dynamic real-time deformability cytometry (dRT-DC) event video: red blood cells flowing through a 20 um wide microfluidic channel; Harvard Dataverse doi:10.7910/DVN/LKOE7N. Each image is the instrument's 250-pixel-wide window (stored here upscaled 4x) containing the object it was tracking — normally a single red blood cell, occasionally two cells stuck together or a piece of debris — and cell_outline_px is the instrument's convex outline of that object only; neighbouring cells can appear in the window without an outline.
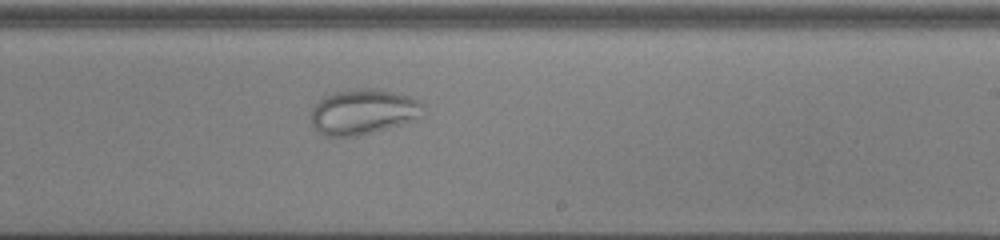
{"species": "common noctule bat (a hibernating species)", "species_latin": "Nyctalus noctula", "temperature_condition": "cold", "stored_images_in_passage": 38, "camera_frame_rate_fps": 3000, "um_per_image_px": 0.085, "animal": {"sex": "male", "body_mass_g": 13.0, "forearm_length_mm": 53.1}, "frame": {"image": 1, "passage_image": 18, "time_ms": 5.667, "image_size_px": [1000, 240], "cell_outline_px": [[424, 104], [416, 116], [408, 120], [372, 132], [356, 136], [324, 136], [312, 124], [312, 108], [324, 96], [336, 92], [360, 88], [380, 88], [408, 96]], "centroid_in_image_um": [30.79, 9.48], "position_along_channel_um": 258.2, "area_um2": 28.67}}
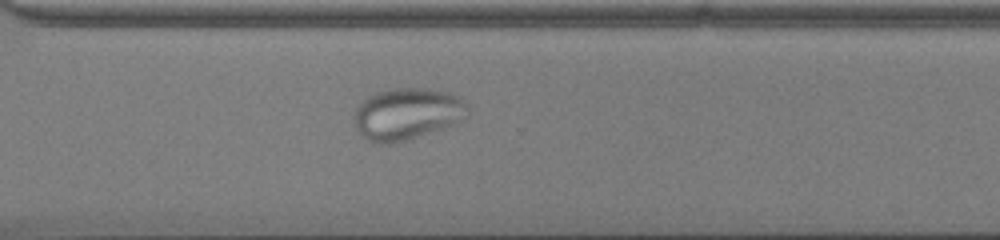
{"frame": {"image": 2, "passage_image": 24, "time_ms": 7.667, "image_size_px": [1000, 240], "cell_outline_px": [[468, 116], [460, 120], [440, 128], [392, 144], [372, 144], [360, 132], [352, 116], [356, 108], [368, 96], [376, 92], [392, 88], [428, 88], [448, 92], [460, 96], [468, 104]], "centroid_in_image_um": [34.59, 9.65], "position_along_channel_um": 336.0, "area_um2": 34.1}}
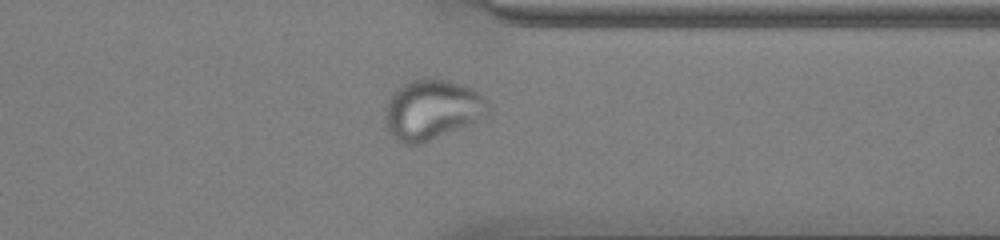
{"frame": {"image": 3, "passage_image": 27, "time_ms": 8.667, "image_size_px": [1000, 240], "cell_outline_px": [[492, 108], [488, 112], [464, 124], [420, 144], [404, 144], [396, 140], [388, 132], [384, 116], [384, 108], [396, 88], [412, 80], [424, 76], [448, 80], [460, 84], [476, 92], [488, 100], [492, 104]], "centroid_in_image_um": [36.64, 9.28], "position_along_channel_um": 374.8, "area_um2": 35.49}}